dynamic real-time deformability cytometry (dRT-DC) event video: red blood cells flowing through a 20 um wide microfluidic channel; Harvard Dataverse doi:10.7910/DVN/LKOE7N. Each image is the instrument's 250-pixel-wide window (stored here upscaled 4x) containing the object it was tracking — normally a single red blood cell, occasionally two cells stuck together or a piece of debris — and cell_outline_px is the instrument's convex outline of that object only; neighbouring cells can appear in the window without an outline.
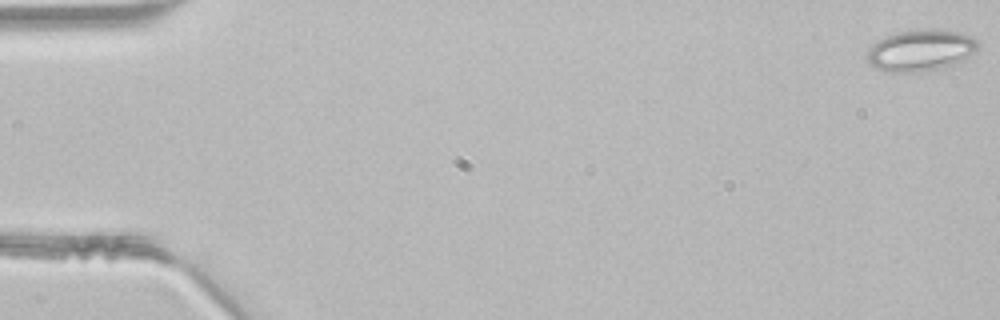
{"species": "common noctule bat (a hibernating species)", "species_latin": "Nyctalus noctula", "temperature_condition": "room temperature", "stored_images_in_passage": 47, "segment_of_instrument_passage": [1, 2], "camera_frame_rate_fps": 3000, "um_per_image_px": 0.085, "animal": {"sex": "male", "body_mass_g": 21.5, "forearm_length_mm": 52.0}, "frame": {"image": 1, "passage_image": 1, "time_ms": 0.0, "image_size_px": [1000, 320], "cell_outline_px": [[976, 48], [972, 56], [960, 64], [916, 72], [884, 72], [876, 68], [868, 60], [868, 48], [876, 40], [900, 32], [932, 28], [936, 28], [960, 32], [972, 36], [976, 40]], "centroid_in_image_um": [78.29, 4.28], "position_along_channel_um": 6.7, "area_um2": 26.93}}
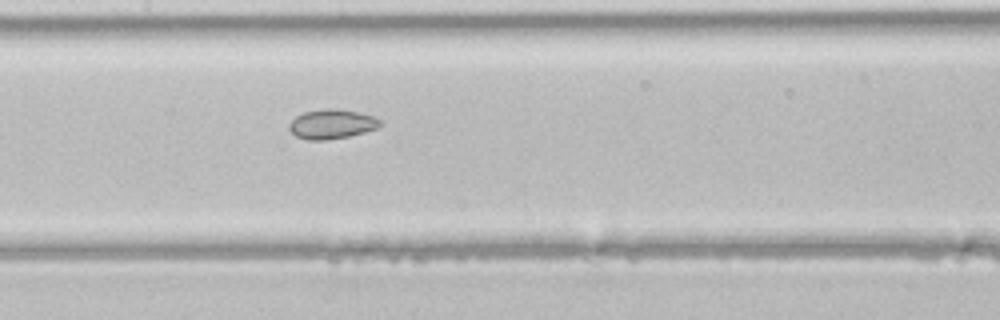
{"frame": {"image": 2, "passage_image": 23, "time_ms": 7.333, "image_size_px": [1000, 320], "cell_outline_px": [[384, 124], [376, 128], [364, 132], [348, 136], [324, 140], [308, 140], [296, 136], [288, 128], [288, 124], [296, 116], [304, 112], [328, 108], [332, 108], [356, 112], [372, 116], [380, 120]], "centroid_in_image_um": [28.18, 10.55], "position_along_channel_um": 179.2, "area_um2": 15.43}}
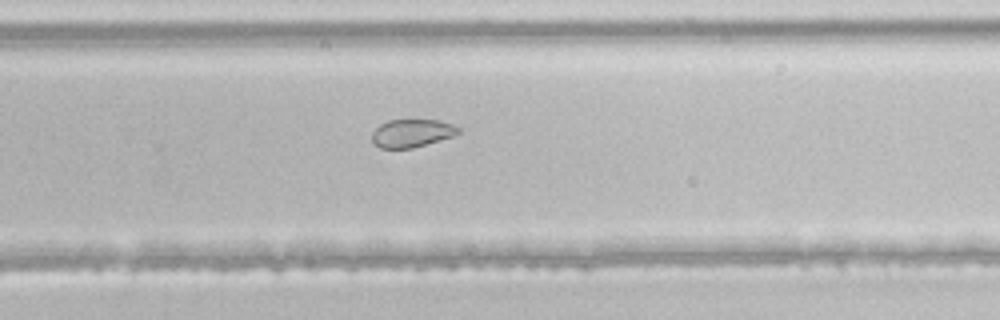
{"frame": {"image": 3, "passage_image": 31, "time_ms": 10.0, "image_size_px": [1000, 320], "cell_outline_px": [[460, 132], [452, 136], [412, 148], [380, 148], [372, 140], [372, 132], [380, 124], [388, 120], [440, 120], [452, 124], [460, 128]], "centroid_in_image_um": [35.0, 11.31], "position_along_channel_um": 294.8, "area_um2": 13.93}}